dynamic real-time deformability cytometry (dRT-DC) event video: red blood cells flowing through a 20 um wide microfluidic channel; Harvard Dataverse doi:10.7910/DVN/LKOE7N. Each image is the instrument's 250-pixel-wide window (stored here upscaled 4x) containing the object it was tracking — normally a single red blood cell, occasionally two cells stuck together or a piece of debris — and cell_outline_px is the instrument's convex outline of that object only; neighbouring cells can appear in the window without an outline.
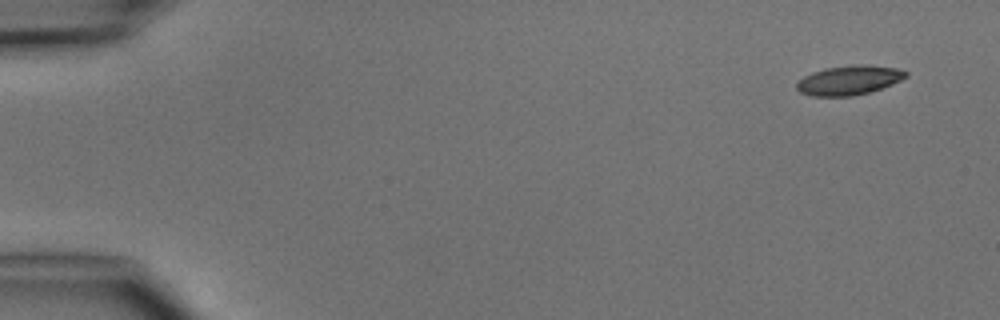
{"species": "common noctule bat (a hibernating species)", "species_latin": "Nyctalus noctula", "temperature_condition": "cold", "stored_images_in_passage": 5, "camera_frame_rate_fps": 3000, "um_per_image_px": 0.085, "animal": {"sex": "male", "body_mass_g": 15.6}, "frame": {"image": 1, "passage_image": 1, "time_ms": 0.0, "image_size_px": [1000, 320], "cell_outline_px": [[908, 76], [892, 84], [868, 92], [852, 96], [812, 96], [800, 92], [796, 88], [796, 80], [812, 72], [824, 68], [856, 64], [864, 64], [896, 68], [908, 72]], "centroid_in_image_um": [72.13, 6.81], "position_along_channel_um": 12.9, "area_um2": 18.73}}
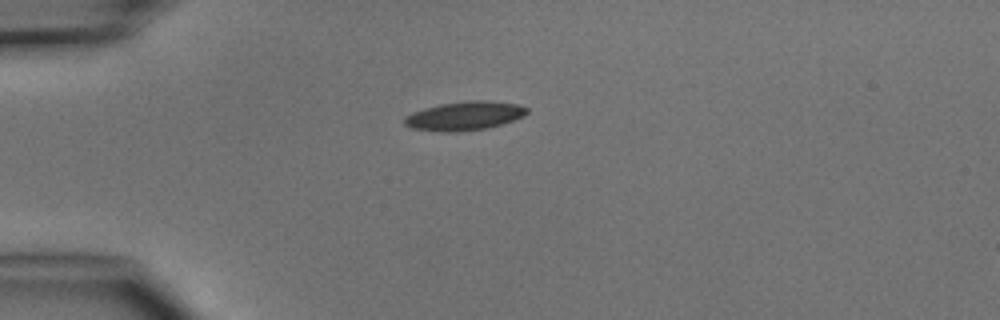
{"frame": {"image": 2, "passage_image": 4, "time_ms": 3.333, "image_size_px": [1000, 320], "cell_outline_px": [[528, 112], [524, 116], [500, 124], [484, 128], [456, 132], [444, 132], [412, 128], [404, 124], [404, 116], [412, 112], [424, 108], [440, 104], [472, 100], [488, 100], [520, 104], [528, 108]], "centroid_in_image_um": [39.48, 9.83], "position_along_channel_um": 45.5, "area_um2": 20.52}}
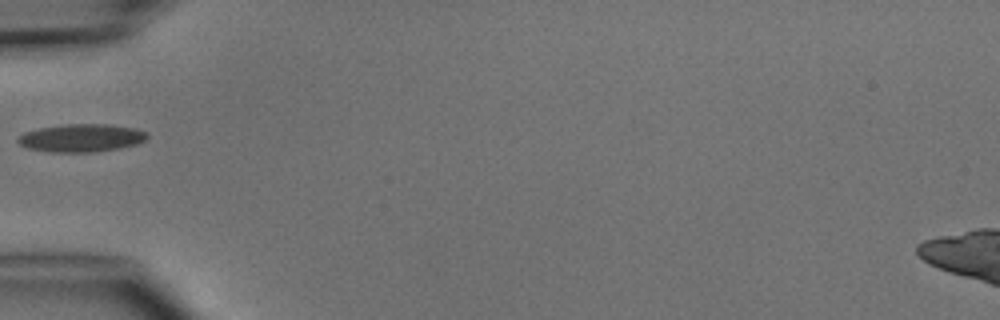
{"frame": {"image": 3, "passage_image": 5, "time_ms": 4.667, "image_size_px": [1000, 320], "cell_outline_px": [[148, 136], [144, 140], [136, 144], [120, 148], [92, 152], [52, 152], [28, 148], [20, 144], [16, 140], [24, 132], [40, 128], [64, 124], [108, 124], [136, 128], [148, 132]], "centroid_in_image_um": [6.94, 11.72], "position_along_channel_um": 78.1, "area_um2": 20.98}}